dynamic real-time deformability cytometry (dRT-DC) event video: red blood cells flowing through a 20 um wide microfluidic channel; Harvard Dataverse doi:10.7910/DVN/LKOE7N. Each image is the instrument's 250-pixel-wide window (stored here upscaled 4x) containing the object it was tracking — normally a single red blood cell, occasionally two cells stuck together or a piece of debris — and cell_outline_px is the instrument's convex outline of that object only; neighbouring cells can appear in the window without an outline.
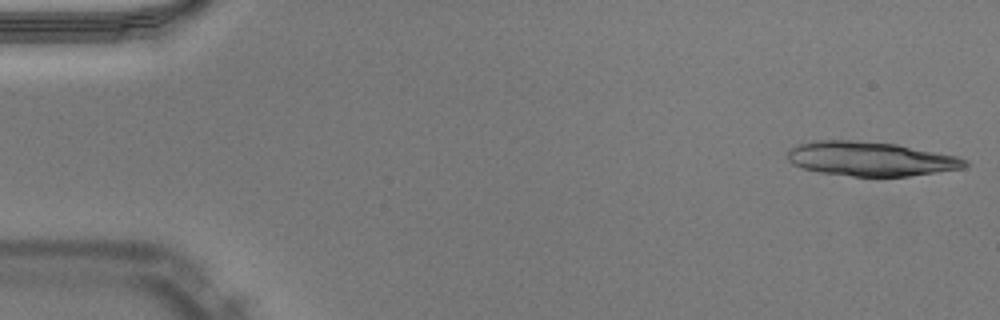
{"species": "Egyptian fruit bat (a non-hibernating species)", "species_latin": "Rousettus aegyptiacus", "temperature_condition": "warm", "stored_images_in_passage": 48, "segment_of_instrument_passage": [1, 2], "camera_frame_rate_fps": 3000, "um_per_image_px": 0.085, "animal": {"sex": "male"}, "frame": {"image": 1, "passage_image": 1, "time_ms": 0.0, "image_size_px": [1000, 320], "cell_outline_px": [[968, 164], [964, 168], [908, 176], [852, 176], [820, 172], [804, 168], [792, 164], [788, 160], [788, 152], [796, 144], [812, 140], [852, 140], [896, 144], [956, 156], [968, 160]], "centroid_in_image_um": [73.98, 13.49], "position_along_channel_um": 11.0, "area_um2": 35.26}}